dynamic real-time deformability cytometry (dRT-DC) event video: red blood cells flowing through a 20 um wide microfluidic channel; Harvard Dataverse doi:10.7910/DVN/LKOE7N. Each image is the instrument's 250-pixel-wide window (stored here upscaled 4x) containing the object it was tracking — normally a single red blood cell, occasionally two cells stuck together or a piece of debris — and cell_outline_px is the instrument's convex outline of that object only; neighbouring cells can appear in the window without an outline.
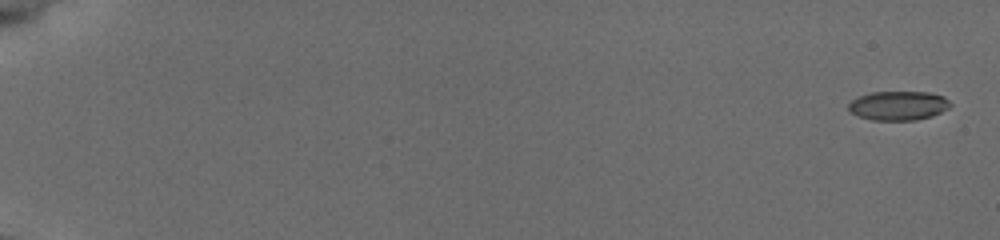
{"species": "common noctule bat (a hibernating species)", "species_latin": "Nyctalus noctula", "temperature_condition": "cold", "stored_images_in_passage": 56, "camera_frame_rate_fps": 3000, "um_per_image_px": 0.085, "animal": {"sex": "female", "body_mass_g": 19.5, "forearm_length_mm": 54.1}, "frame": {"image": 1, "passage_image": 1, "time_ms": 0.0, "image_size_px": [1000, 240], "cell_outline_px": [[952, 104], [948, 108], [932, 116], [916, 120], [872, 120], [860, 116], [852, 112], [848, 108], [848, 104], [852, 100], [860, 96], [872, 92], [928, 92], [944, 96]], "centroid_in_image_um": [76.38, 8.97], "position_along_channel_um": 8.6, "area_um2": 17.17}}
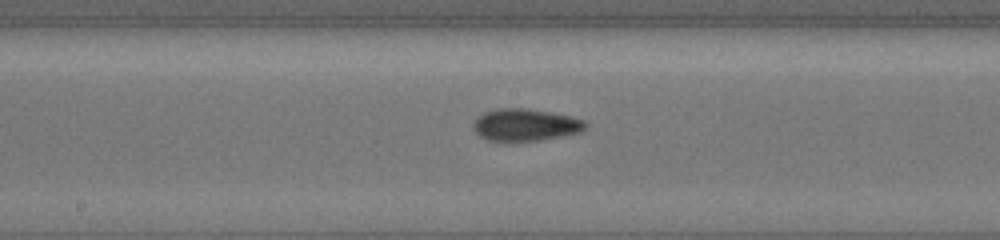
{"frame": {"image": 2, "passage_image": 32, "time_ms": 10.333, "image_size_px": [1000, 240], "cell_outline_px": [[588, 124], [580, 132], [540, 140], [488, 140], [480, 136], [472, 128], [472, 124], [484, 112], [496, 108], [528, 108], [552, 112], [572, 116], [584, 120]], "centroid_in_image_um": [44.67, 10.59], "position_along_channel_um": 203.5, "area_um2": 20.87}}
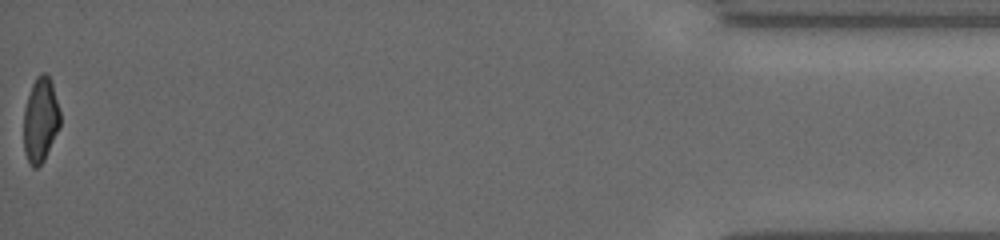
{"frame": {"image": 3, "passage_image": 56, "time_ms": 18.333, "image_size_px": [1000, 240], "cell_outline_px": [[60, 124], [44, 160], [36, 168], [32, 168], [24, 152], [24, 108], [32, 84], [36, 76], [40, 72], [44, 72], [48, 76], [52, 84], [60, 112]], "centroid_in_image_um": [3.43, 10.18], "position_along_channel_um": 431.8, "area_um2": 17.8}, "authors_computed_cell_mechanics": {"area_um2": 19.1896, "velocity_mm_per_s": 3.8322, "shape_relaxation_time_tau1_ms": 8.185, "shape_relaxation_time_tau2_ms": 2.9223, "deformation_change_tau1": 0.1842, "deformation_change_tau2": 0.0798}}